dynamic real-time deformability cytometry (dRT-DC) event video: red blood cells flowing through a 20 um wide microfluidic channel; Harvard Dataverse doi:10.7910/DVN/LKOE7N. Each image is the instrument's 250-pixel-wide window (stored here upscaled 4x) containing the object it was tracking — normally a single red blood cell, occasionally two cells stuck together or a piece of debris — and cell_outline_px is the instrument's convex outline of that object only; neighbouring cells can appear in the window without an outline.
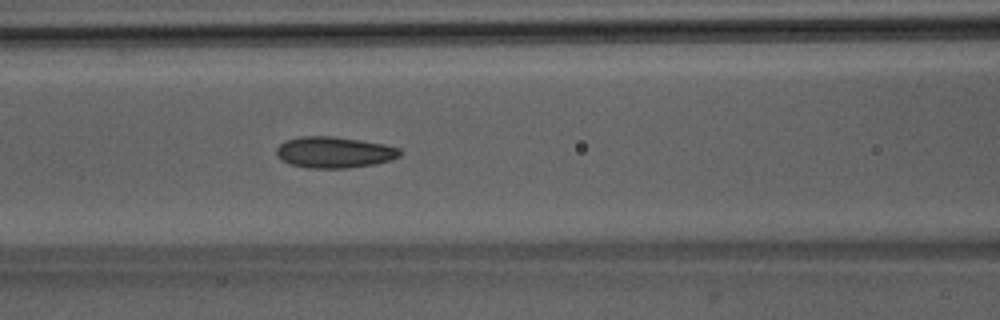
{"species": "Egyptian fruit bat (a non-hibernating species)", "species_latin": "Rousettus aegyptiacus", "temperature_condition": "room temperature", "stored_images_in_passage": 51, "camera_frame_rate_fps": 3000, "um_per_image_px": 0.085, "animal": {"sex": "male"}, "frame": {"image": 1, "passage_image": 22, "time_ms": 7.0, "image_size_px": [1000, 320], "cell_outline_px": [[404, 152], [400, 156], [392, 160], [376, 164], [348, 168], [308, 168], [288, 164], [276, 152], [276, 148], [284, 140], [300, 136], [332, 136], [360, 140], [384, 144], [400, 148]], "centroid_in_image_um": [28.45, 12.94], "position_along_channel_um": 138.2, "area_um2": 22.66}}
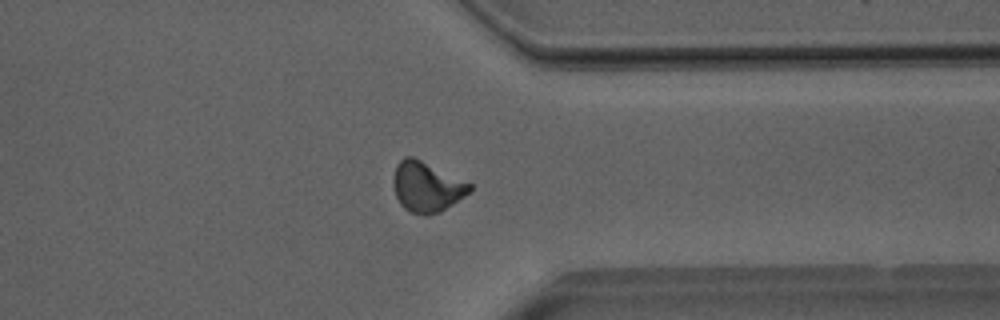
{"frame": {"image": 2, "passage_image": 40, "time_ms": 13.0, "image_size_px": [1000, 320], "cell_outline_px": [[472, 192], [440, 212], [428, 216], [424, 216], [412, 212], [404, 208], [400, 204], [396, 196], [392, 180], [392, 176], [396, 164], [404, 156], [412, 156], [472, 184]], "centroid_in_image_um": [36.26, 15.89], "position_along_channel_um": 375.1, "area_um2": 22.48}}
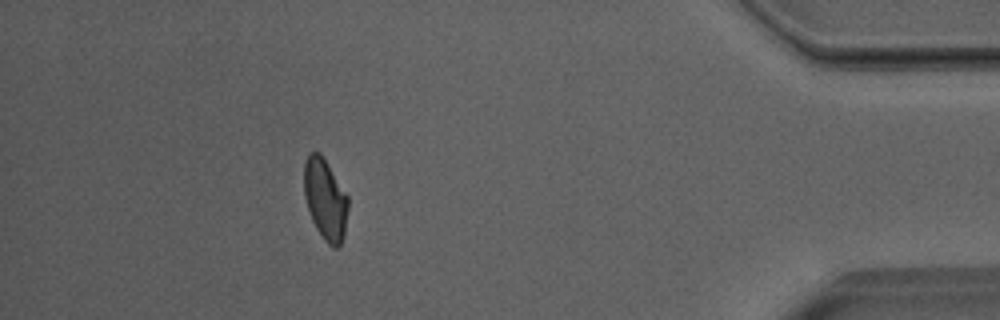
{"frame": {"image": 3, "passage_image": 46, "time_ms": 15.0, "image_size_px": [1000, 320], "cell_outline_px": [[348, 208], [344, 236], [340, 244], [336, 248], [332, 248], [324, 240], [316, 228], [312, 220], [304, 196], [304, 160], [312, 152], [320, 152], [348, 196]], "centroid_in_image_um": [27.65, 16.96], "position_along_channel_um": 407.6, "area_um2": 20.75}, "authors_computed_cell_mechanics": {"area_um2": 21.964, "velocity_mm_per_s": 4.0049, "shape_relaxation_time_tau1_ms": null, "shape_relaxation_time_tau2_ms": 2.1194, "deformation_change_tau1": null, "deformation_change_tau2": 0.0759}}